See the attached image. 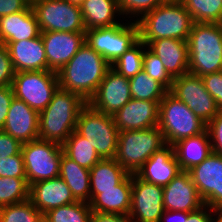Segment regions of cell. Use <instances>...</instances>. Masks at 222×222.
Wrapping results in <instances>:
<instances>
[{
  "mask_svg": "<svg viewBox=\"0 0 222 222\" xmlns=\"http://www.w3.org/2000/svg\"><path fill=\"white\" fill-rule=\"evenodd\" d=\"M110 68L104 57L85 43L57 72L59 87L80 95L88 102Z\"/></svg>",
  "mask_w": 222,
  "mask_h": 222,
  "instance_id": "1",
  "label": "cell"
},
{
  "mask_svg": "<svg viewBox=\"0 0 222 222\" xmlns=\"http://www.w3.org/2000/svg\"><path fill=\"white\" fill-rule=\"evenodd\" d=\"M136 23L139 27V39L147 45L158 39L187 41L194 22L180 0H166L137 19Z\"/></svg>",
  "mask_w": 222,
  "mask_h": 222,
  "instance_id": "2",
  "label": "cell"
},
{
  "mask_svg": "<svg viewBox=\"0 0 222 222\" xmlns=\"http://www.w3.org/2000/svg\"><path fill=\"white\" fill-rule=\"evenodd\" d=\"M87 102L60 87L48 106L39 112V139L62 145L76 129L80 110Z\"/></svg>",
  "mask_w": 222,
  "mask_h": 222,
  "instance_id": "3",
  "label": "cell"
},
{
  "mask_svg": "<svg viewBox=\"0 0 222 222\" xmlns=\"http://www.w3.org/2000/svg\"><path fill=\"white\" fill-rule=\"evenodd\" d=\"M187 43L190 73L202 77L222 70V23H193Z\"/></svg>",
  "mask_w": 222,
  "mask_h": 222,
  "instance_id": "4",
  "label": "cell"
},
{
  "mask_svg": "<svg viewBox=\"0 0 222 222\" xmlns=\"http://www.w3.org/2000/svg\"><path fill=\"white\" fill-rule=\"evenodd\" d=\"M166 145L164 135L158 126L119 131L114 159L128 174H136L155 152Z\"/></svg>",
  "mask_w": 222,
  "mask_h": 222,
  "instance_id": "5",
  "label": "cell"
},
{
  "mask_svg": "<svg viewBox=\"0 0 222 222\" xmlns=\"http://www.w3.org/2000/svg\"><path fill=\"white\" fill-rule=\"evenodd\" d=\"M158 127L166 144L203 133L207 124L169 91L159 103Z\"/></svg>",
  "mask_w": 222,
  "mask_h": 222,
  "instance_id": "6",
  "label": "cell"
},
{
  "mask_svg": "<svg viewBox=\"0 0 222 222\" xmlns=\"http://www.w3.org/2000/svg\"><path fill=\"white\" fill-rule=\"evenodd\" d=\"M75 130L89 141L101 159L115 158L119 131L112 115L87 103L79 112Z\"/></svg>",
  "mask_w": 222,
  "mask_h": 222,
  "instance_id": "7",
  "label": "cell"
},
{
  "mask_svg": "<svg viewBox=\"0 0 222 222\" xmlns=\"http://www.w3.org/2000/svg\"><path fill=\"white\" fill-rule=\"evenodd\" d=\"M14 97L41 112L59 88L57 72L52 70L15 72L12 83Z\"/></svg>",
  "mask_w": 222,
  "mask_h": 222,
  "instance_id": "8",
  "label": "cell"
},
{
  "mask_svg": "<svg viewBox=\"0 0 222 222\" xmlns=\"http://www.w3.org/2000/svg\"><path fill=\"white\" fill-rule=\"evenodd\" d=\"M138 40L139 27L136 21L127 26L120 23L85 31L86 44L98 54H101L110 65Z\"/></svg>",
  "mask_w": 222,
  "mask_h": 222,
  "instance_id": "9",
  "label": "cell"
},
{
  "mask_svg": "<svg viewBox=\"0 0 222 222\" xmlns=\"http://www.w3.org/2000/svg\"><path fill=\"white\" fill-rule=\"evenodd\" d=\"M21 152L29 186L41 180L59 177L62 145L37 139L22 144Z\"/></svg>",
  "mask_w": 222,
  "mask_h": 222,
  "instance_id": "10",
  "label": "cell"
},
{
  "mask_svg": "<svg viewBox=\"0 0 222 222\" xmlns=\"http://www.w3.org/2000/svg\"><path fill=\"white\" fill-rule=\"evenodd\" d=\"M31 6L41 32L85 33L86 31L80 6L68 0H39Z\"/></svg>",
  "mask_w": 222,
  "mask_h": 222,
  "instance_id": "11",
  "label": "cell"
},
{
  "mask_svg": "<svg viewBox=\"0 0 222 222\" xmlns=\"http://www.w3.org/2000/svg\"><path fill=\"white\" fill-rule=\"evenodd\" d=\"M169 92L203 122L208 124L219 112L215 99L206 90L203 79L190 72L175 77Z\"/></svg>",
  "mask_w": 222,
  "mask_h": 222,
  "instance_id": "12",
  "label": "cell"
},
{
  "mask_svg": "<svg viewBox=\"0 0 222 222\" xmlns=\"http://www.w3.org/2000/svg\"><path fill=\"white\" fill-rule=\"evenodd\" d=\"M163 212V187L132 174L130 218L134 222H160Z\"/></svg>",
  "mask_w": 222,
  "mask_h": 222,
  "instance_id": "13",
  "label": "cell"
},
{
  "mask_svg": "<svg viewBox=\"0 0 222 222\" xmlns=\"http://www.w3.org/2000/svg\"><path fill=\"white\" fill-rule=\"evenodd\" d=\"M191 180L208 208L222 206V156L212 152L201 164L188 170Z\"/></svg>",
  "mask_w": 222,
  "mask_h": 222,
  "instance_id": "14",
  "label": "cell"
},
{
  "mask_svg": "<svg viewBox=\"0 0 222 222\" xmlns=\"http://www.w3.org/2000/svg\"><path fill=\"white\" fill-rule=\"evenodd\" d=\"M131 99L129 78L110 68L87 103L95 110L113 116Z\"/></svg>",
  "mask_w": 222,
  "mask_h": 222,
  "instance_id": "15",
  "label": "cell"
},
{
  "mask_svg": "<svg viewBox=\"0 0 222 222\" xmlns=\"http://www.w3.org/2000/svg\"><path fill=\"white\" fill-rule=\"evenodd\" d=\"M47 57V70L58 72L84 45L85 33L41 32Z\"/></svg>",
  "mask_w": 222,
  "mask_h": 222,
  "instance_id": "16",
  "label": "cell"
},
{
  "mask_svg": "<svg viewBox=\"0 0 222 222\" xmlns=\"http://www.w3.org/2000/svg\"><path fill=\"white\" fill-rule=\"evenodd\" d=\"M164 210L192 212L204 206L188 171H181L163 187Z\"/></svg>",
  "mask_w": 222,
  "mask_h": 222,
  "instance_id": "17",
  "label": "cell"
},
{
  "mask_svg": "<svg viewBox=\"0 0 222 222\" xmlns=\"http://www.w3.org/2000/svg\"><path fill=\"white\" fill-rule=\"evenodd\" d=\"M160 102L132 98L113 115L118 131L141 130L158 126Z\"/></svg>",
  "mask_w": 222,
  "mask_h": 222,
  "instance_id": "18",
  "label": "cell"
},
{
  "mask_svg": "<svg viewBox=\"0 0 222 222\" xmlns=\"http://www.w3.org/2000/svg\"><path fill=\"white\" fill-rule=\"evenodd\" d=\"M21 144L39 139V112L15 97L2 129Z\"/></svg>",
  "mask_w": 222,
  "mask_h": 222,
  "instance_id": "19",
  "label": "cell"
},
{
  "mask_svg": "<svg viewBox=\"0 0 222 222\" xmlns=\"http://www.w3.org/2000/svg\"><path fill=\"white\" fill-rule=\"evenodd\" d=\"M29 200L42 214L77 200L61 177L41 180L30 185Z\"/></svg>",
  "mask_w": 222,
  "mask_h": 222,
  "instance_id": "20",
  "label": "cell"
},
{
  "mask_svg": "<svg viewBox=\"0 0 222 222\" xmlns=\"http://www.w3.org/2000/svg\"><path fill=\"white\" fill-rule=\"evenodd\" d=\"M182 170L177 162L174 154L173 145H166L159 151L155 152L136 173L142 180L166 186L169 184Z\"/></svg>",
  "mask_w": 222,
  "mask_h": 222,
  "instance_id": "21",
  "label": "cell"
},
{
  "mask_svg": "<svg viewBox=\"0 0 222 222\" xmlns=\"http://www.w3.org/2000/svg\"><path fill=\"white\" fill-rule=\"evenodd\" d=\"M4 44L8 48L15 72L47 70V57L41 35Z\"/></svg>",
  "mask_w": 222,
  "mask_h": 222,
  "instance_id": "22",
  "label": "cell"
},
{
  "mask_svg": "<svg viewBox=\"0 0 222 222\" xmlns=\"http://www.w3.org/2000/svg\"><path fill=\"white\" fill-rule=\"evenodd\" d=\"M149 50L160 60L167 72L173 77L188 73V43L178 39H158L147 44Z\"/></svg>",
  "mask_w": 222,
  "mask_h": 222,
  "instance_id": "23",
  "label": "cell"
},
{
  "mask_svg": "<svg viewBox=\"0 0 222 222\" xmlns=\"http://www.w3.org/2000/svg\"><path fill=\"white\" fill-rule=\"evenodd\" d=\"M40 35L41 30L31 5L23 11L0 18V36L3 44L33 39Z\"/></svg>",
  "mask_w": 222,
  "mask_h": 222,
  "instance_id": "24",
  "label": "cell"
},
{
  "mask_svg": "<svg viewBox=\"0 0 222 222\" xmlns=\"http://www.w3.org/2000/svg\"><path fill=\"white\" fill-rule=\"evenodd\" d=\"M132 174H128L115 189L101 190L90 202L92 212L129 215Z\"/></svg>",
  "mask_w": 222,
  "mask_h": 222,
  "instance_id": "25",
  "label": "cell"
},
{
  "mask_svg": "<svg viewBox=\"0 0 222 222\" xmlns=\"http://www.w3.org/2000/svg\"><path fill=\"white\" fill-rule=\"evenodd\" d=\"M208 130L203 133L181 139L173 144L174 154L182 171L201 164L211 153V141Z\"/></svg>",
  "mask_w": 222,
  "mask_h": 222,
  "instance_id": "26",
  "label": "cell"
},
{
  "mask_svg": "<svg viewBox=\"0 0 222 222\" xmlns=\"http://www.w3.org/2000/svg\"><path fill=\"white\" fill-rule=\"evenodd\" d=\"M128 172L114 159H101L90 169V201L101 190L115 189Z\"/></svg>",
  "mask_w": 222,
  "mask_h": 222,
  "instance_id": "27",
  "label": "cell"
},
{
  "mask_svg": "<svg viewBox=\"0 0 222 222\" xmlns=\"http://www.w3.org/2000/svg\"><path fill=\"white\" fill-rule=\"evenodd\" d=\"M59 177L65 181L77 201L90 202V170L62 153Z\"/></svg>",
  "mask_w": 222,
  "mask_h": 222,
  "instance_id": "28",
  "label": "cell"
},
{
  "mask_svg": "<svg viewBox=\"0 0 222 222\" xmlns=\"http://www.w3.org/2000/svg\"><path fill=\"white\" fill-rule=\"evenodd\" d=\"M80 8L86 30L120 24L114 20L121 15L117 0H84Z\"/></svg>",
  "mask_w": 222,
  "mask_h": 222,
  "instance_id": "29",
  "label": "cell"
},
{
  "mask_svg": "<svg viewBox=\"0 0 222 222\" xmlns=\"http://www.w3.org/2000/svg\"><path fill=\"white\" fill-rule=\"evenodd\" d=\"M63 153L81 167L90 170L101 160L93 146L76 130L62 144Z\"/></svg>",
  "mask_w": 222,
  "mask_h": 222,
  "instance_id": "30",
  "label": "cell"
},
{
  "mask_svg": "<svg viewBox=\"0 0 222 222\" xmlns=\"http://www.w3.org/2000/svg\"><path fill=\"white\" fill-rule=\"evenodd\" d=\"M131 97L138 100L161 101L168 90L143 70L129 78Z\"/></svg>",
  "mask_w": 222,
  "mask_h": 222,
  "instance_id": "31",
  "label": "cell"
},
{
  "mask_svg": "<svg viewBox=\"0 0 222 222\" xmlns=\"http://www.w3.org/2000/svg\"><path fill=\"white\" fill-rule=\"evenodd\" d=\"M194 23H222V0H180Z\"/></svg>",
  "mask_w": 222,
  "mask_h": 222,
  "instance_id": "32",
  "label": "cell"
},
{
  "mask_svg": "<svg viewBox=\"0 0 222 222\" xmlns=\"http://www.w3.org/2000/svg\"><path fill=\"white\" fill-rule=\"evenodd\" d=\"M145 46L147 45L139 39L111 65V68L126 78L137 75L143 70L144 51L142 47Z\"/></svg>",
  "mask_w": 222,
  "mask_h": 222,
  "instance_id": "33",
  "label": "cell"
},
{
  "mask_svg": "<svg viewBox=\"0 0 222 222\" xmlns=\"http://www.w3.org/2000/svg\"><path fill=\"white\" fill-rule=\"evenodd\" d=\"M92 210L88 202L76 201L49 210L44 215L51 222H90Z\"/></svg>",
  "mask_w": 222,
  "mask_h": 222,
  "instance_id": "34",
  "label": "cell"
},
{
  "mask_svg": "<svg viewBox=\"0 0 222 222\" xmlns=\"http://www.w3.org/2000/svg\"><path fill=\"white\" fill-rule=\"evenodd\" d=\"M27 178L0 177V207L29 199Z\"/></svg>",
  "mask_w": 222,
  "mask_h": 222,
  "instance_id": "35",
  "label": "cell"
},
{
  "mask_svg": "<svg viewBox=\"0 0 222 222\" xmlns=\"http://www.w3.org/2000/svg\"><path fill=\"white\" fill-rule=\"evenodd\" d=\"M41 216L29 199L0 207V222H38Z\"/></svg>",
  "mask_w": 222,
  "mask_h": 222,
  "instance_id": "36",
  "label": "cell"
},
{
  "mask_svg": "<svg viewBox=\"0 0 222 222\" xmlns=\"http://www.w3.org/2000/svg\"><path fill=\"white\" fill-rule=\"evenodd\" d=\"M143 71L168 91L171 89L174 78L167 72L160 58L150 50L144 51Z\"/></svg>",
  "mask_w": 222,
  "mask_h": 222,
  "instance_id": "37",
  "label": "cell"
},
{
  "mask_svg": "<svg viewBox=\"0 0 222 222\" xmlns=\"http://www.w3.org/2000/svg\"><path fill=\"white\" fill-rule=\"evenodd\" d=\"M166 0H117L120 13L131 15H145Z\"/></svg>",
  "mask_w": 222,
  "mask_h": 222,
  "instance_id": "38",
  "label": "cell"
},
{
  "mask_svg": "<svg viewBox=\"0 0 222 222\" xmlns=\"http://www.w3.org/2000/svg\"><path fill=\"white\" fill-rule=\"evenodd\" d=\"M0 177L27 178L22 152L0 160Z\"/></svg>",
  "mask_w": 222,
  "mask_h": 222,
  "instance_id": "39",
  "label": "cell"
},
{
  "mask_svg": "<svg viewBox=\"0 0 222 222\" xmlns=\"http://www.w3.org/2000/svg\"><path fill=\"white\" fill-rule=\"evenodd\" d=\"M206 90L215 99L218 109L222 111V72L202 76Z\"/></svg>",
  "mask_w": 222,
  "mask_h": 222,
  "instance_id": "40",
  "label": "cell"
},
{
  "mask_svg": "<svg viewBox=\"0 0 222 222\" xmlns=\"http://www.w3.org/2000/svg\"><path fill=\"white\" fill-rule=\"evenodd\" d=\"M15 70L5 44L0 46V86L12 85Z\"/></svg>",
  "mask_w": 222,
  "mask_h": 222,
  "instance_id": "41",
  "label": "cell"
},
{
  "mask_svg": "<svg viewBox=\"0 0 222 222\" xmlns=\"http://www.w3.org/2000/svg\"><path fill=\"white\" fill-rule=\"evenodd\" d=\"M210 135L212 152L222 156V111H220L208 124L207 128Z\"/></svg>",
  "mask_w": 222,
  "mask_h": 222,
  "instance_id": "42",
  "label": "cell"
},
{
  "mask_svg": "<svg viewBox=\"0 0 222 222\" xmlns=\"http://www.w3.org/2000/svg\"><path fill=\"white\" fill-rule=\"evenodd\" d=\"M22 144L10 134L0 130V160L17 155L21 152Z\"/></svg>",
  "mask_w": 222,
  "mask_h": 222,
  "instance_id": "43",
  "label": "cell"
},
{
  "mask_svg": "<svg viewBox=\"0 0 222 222\" xmlns=\"http://www.w3.org/2000/svg\"><path fill=\"white\" fill-rule=\"evenodd\" d=\"M13 98L14 91L12 85L0 86V130L3 129Z\"/></svg>",
  "mask_w": 222,
  "mask_h": 222,
  "instance_id": "44",
  "label": "cell"
},
{
  "mask_svg": "<svg viewBox=\"0 0 222 222\" xmlns=\"http://www.w3.org/2000/svg\"><path fill=\"white\" fill-rule=\"evenodd\" d=\"M30 4L26 0H0V18L25 10Z\"/></svg>",
  "mask_w": 222,
  "mask_h": 222,
  "instance_id": "45",
  "label": "cell"
},
{
  "mask_svg": "<svg viewBox=\"0 0 222 222\" xmlns=\"http://www.w3.org/2000/svg\"><path fill=\"white\" fill-rule=\"evenodd\" d=\"M90 222H134L129 215L92 212Z\"/></svg>",
  "mask_w": 222,
  "mask_h": 222,
  "instance_id": "46",
  "label": "cell"
},
{
  "mask_svg": "<svg viewBox=\"0 0 222 222\" xmlns=\"http://www.w3.org/2000/svg\"><path fill=\"white\" fill-rule=\"evenodd\" d=\"M207 207V205H204L198 210L189 212L188 218H183V222H213L214 219L211 218L213 216L210 215V213H208L207 211H205Z\"/></svg>",
  "mask_w": 222,
  "mask_h": 222,
  "instance_id": "47",
  "label": "cell"
},
{
  "mask_svg": "<svg viewBox=\"0 0 222 222\" xmlns=\"http://www.w3.org/2000/svg\"><path fill=\"white\" fill-rule=\"evenodd\" d=\"M188 215H189V212L164 210L160 222H163V221L170 222L171 219L169 220V218H171V216H172V218H174L173 221H171V222H183V218H188ZM164 216L166 218H164ZM175 217H176V219H175ZM163 219H166V220H163Z\"/></svg>",
  "mask_w": 222,
  "mask_h": 222,
  "instance_id": "48",
  "label": "cell"
},
{
  "mask_svg": "<svg viewBox=\"0 0 222 222\" xmlns=\"http://www.w3.org/2000/svg\"><path fill=\"white\" fill-rule=\"evenodd\" d=\"M212 211V213H216V215L219 214L215 222H222V206L213 208Z\"/></svg>",
  "mask_w": 222,
  "mask_h": 222,
  "instance_id": "49",
  "label": "cell"
},
{
  "mask_svg": "<svg viewBox=\"0 0 222 222\" xmlns=\"http://www.w3.org/2000/svg\"><path fill=\"white\" fill-rule=\"evenodd\" d=\"M68 1H70L74 5L81 6L84 0H68Z\"/></svg>",
  "mask_w": 222,
  "mask_h": 222,
  "instance_id": "50",
  "label": "cell"
},
{
  "mask_svg": "<svg viewBox=\"0 0 222 222\" xmlns=\"http://www.w3.org/2000/svg\"><path fill=\"white\" fill-rule=\"evenodd\" d=\"M38 222H51V221L44 214H42Z\"/></svg>",
  "mask_w": 222,
  "mask_h": 222,
  "instance_id": "51",
  "label": "cell"
},
{
  "mask_svg": "<svg viewBox=\"0 0 222 222\" xmlns=\"http://www.w3.org/2000/svg\"><path fill=\"white\" fill-rule=\"evenodd\" d=\"M30 5H32L34 2L39 1V0H26Z\"/></svg>",
  "mask_w": 222,
  "mask_h": 222,
  "instance_id": "52",
  "label": "cell"
},
{
  "mask_svg": "<svg viewBox=\"0 0 222 222\" xmlns=\"http://www.w3.org/2000/svg\"><path fill=\"white\" fill-rule=\"evenodd\" d=\"M3 44V41H2V39H1V36H0V46Z\"/></svg>",
  "mask_w": 222,
  "mask_h": 222,
  "instance_id": "53",
  "label": "cell"
}]
</instances>
